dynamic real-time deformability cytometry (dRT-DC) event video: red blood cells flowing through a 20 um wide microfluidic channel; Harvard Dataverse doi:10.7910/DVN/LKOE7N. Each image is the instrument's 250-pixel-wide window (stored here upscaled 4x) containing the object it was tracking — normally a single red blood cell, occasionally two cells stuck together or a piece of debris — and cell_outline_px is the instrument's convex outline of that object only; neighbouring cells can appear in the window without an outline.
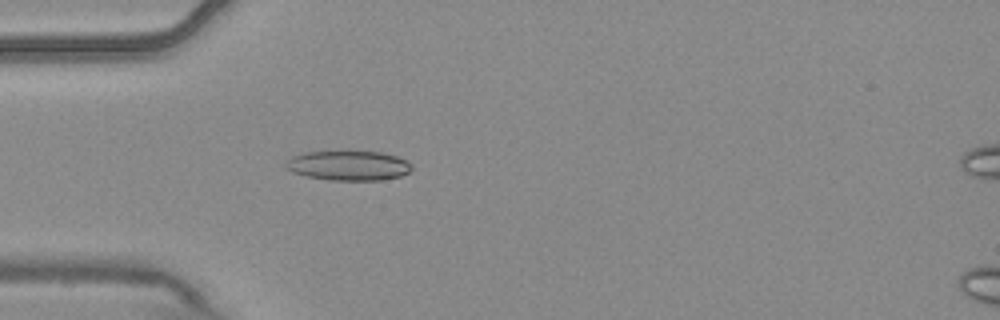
{"species": "common noctule bat (a hibernating species)", "species_latin": "Nyctalus noctula", "temperature_condition": "warm", "stored_images_in_passage": 6, "camera_frame_rate_fps": 3000, "um_per_image_px": 0.085, "animal": {"sex": "male", "body_mass_g": 20.4}, "frame": {"image": 1, "passage_image": 5, "time_ms": 1.333, "image_size_px": [1000, 320], "cell_outline_px": [[412, 168], [408, 172], [400, 176], [384, 180], [332, 180], [308, 176], [292, 172], [284, 168], [284, 160], [292, 156], [308, 152], [380, 152], [396, 156], [412, 164]], "centroid_in_image_um": [29.59, 14.08], "position_along_channel_um": 55.4, "area_um2": 21.68}}